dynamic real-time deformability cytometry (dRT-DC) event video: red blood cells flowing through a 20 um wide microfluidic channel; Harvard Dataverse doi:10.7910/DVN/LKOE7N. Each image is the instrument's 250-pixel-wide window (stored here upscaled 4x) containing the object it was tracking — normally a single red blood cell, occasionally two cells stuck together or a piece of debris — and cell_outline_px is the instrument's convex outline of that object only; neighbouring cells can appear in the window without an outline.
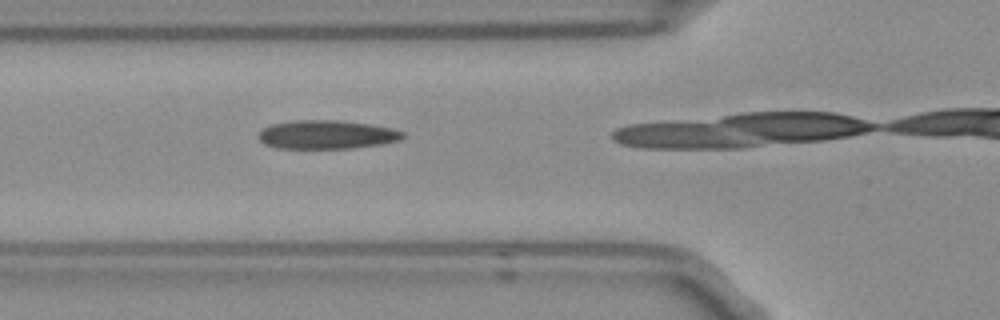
{"species": "Egyptian fruit bat (a non-hibernating species)", "species_latin": "Rousettus aegyptiacus", "temperature_condition": "room temperature", "stored_images_in_passage": 5, "camera_frame_rate_fps": 3000, "um_per_image_px": 0.085, "frame": {"image": 1, "passage_image": 2, "time_ms": 0.333, "image_size_px": [1000, 320], "cell_outline_px": [[404, 136], [400, 140], [380, 144], [352, 148], [276, 148], [264, 144], [260, 140], [260, 132], [264, 128], [272, 124], [292, 120], [340, 120], [368, 124], [392, 128], [404, 132]], "centroid_in_image_um": [27.78, 11.44], "position_along_channel_um": 98.0, "area_um2": 23.99}}